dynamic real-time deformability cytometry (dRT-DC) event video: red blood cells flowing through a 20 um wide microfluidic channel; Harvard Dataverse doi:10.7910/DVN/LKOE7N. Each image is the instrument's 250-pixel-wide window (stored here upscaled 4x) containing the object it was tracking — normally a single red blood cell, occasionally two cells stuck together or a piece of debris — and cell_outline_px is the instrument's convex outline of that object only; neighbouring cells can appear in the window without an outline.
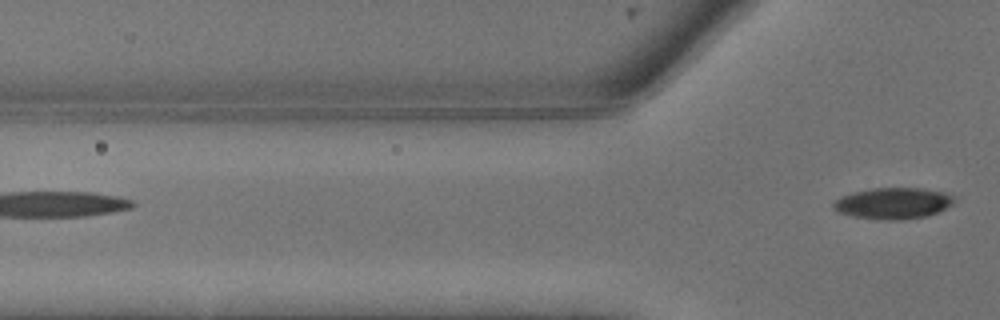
{"species": "common noctule bat (a hibernating species)", "species_latin": "Nyctalus noctula", "temperature_condition": "warm", "stored_images_in_passage": 6, "segment_of_instrument_passage": [2, 2], "camera_frame_rate_fps": 3000, "um_per_image_px": 0.085, "animal": {"sex": "male", "body_mass_g": 13.3}, "frame": {"image": 1, "passage_image": 6, "time_ms": 1.667, "image_size_px": [1000, 320], "cell_outline_px": [[956, 200], [952, 204], [928, 216], [900, 220], [876, 220], [852, 216], [836, 212], [832, 208], [832, 204], [836, 200], [852, 192], [876, 188], [920, 188], [944, 192], [956, 196]], "centroid_in_image_um": [75.91, 17.29], "position_along_channel_um": 49.9, "area_um2": 22.14}}